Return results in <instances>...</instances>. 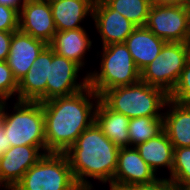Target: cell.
<instances>
[{
	"label": "cell",
	"instance_id": "5",
	"mask_svg": "<svg viewBox=\"0 0 190 190\" xmlns=\"http://www.w3.org/2000/svg\"><path fill=\"white\" fill-rule=\"evenodd\" d=\"M101 48L102 54L100 55L101 52H97L96 55L100 57L98 71L86 72L88 86L99 96L106 90L132 85L141 80V72L133 61L125 43H113Z\"/></svg>",
	"mask_w": 190,
	"mask_h": 190
},
{
	"label": "cell",
	"instance_id": "26",
	"mask_svg": "<svg viewBox=\"0 0 190 190\" xmlns=\"http://www.w3.org/2000/svg\"><path fill=\"white\" fill-rule=\"evenodd\" d=\"M18 93V82L6 61H0V102L9 101Z\"/></svg>",
	"mask_w": 190,
	"mask_h": 190
},
{
	"label": "cell",
	"instance_id": "30",
	"mask_svg": "<svg viewBox=\"0 0 190 190\" xmlns=\"http://www.w3.org/2000/svg\"><path fill=\"white\" fill-rule=\"evenodd\" d=\"M10 147L11 144L7 143L6 134L4 133V128L0 121V156L3 155Z\"/></svg>",
	"mask_w": 190,
	"mask_h": 190
},
{
	"label": "cell",
	"instance_id": "13",
	"mask_svg": "<svg viewBox=\"0 0 190 190\" xmlns=\"http://www.w3.org/2000/svg\"><path fill=\"white\" fill-rule=\"evenodd\" d=\"M159 178L140 156L135 147H120L117 168L112 183L124 186H139Z\"/></svg>",
	"mask_w": 190,
	"mask_h": 190
},
{
	"label": "cell",
	"instance_id": "8",
	"mask_svg": "<svg viewBox=\"0 0 190 190\" xmlns=\"http://www.w3.org/2000/svg\"><path fill=\"white\" fill-rule=\"evenodd\" d=\"M145 27L166 42L190 43V9L185 5H151Z\"/></svg>",
	"mask_w": 190,
	"mask_h": 190
},
{
	"label": "cell",
	"instance_id": "33",
	"mask_svg": "<svg viewBox=\"0 0 190 190\" xmlns=\"http://www.w3.org/2000/svg\"><path fill=\"white\" fill-rule=\"evenodd\" d=\"M110 190H139V186H124L115 183L109 184Z\"/></svg>",
	"mask_w": 190,
	"mask_h": 190
},
{
	"label": "cell",
	"instance_id": "31",
	"mask_svg": "<svg viewBox=\"0 0 190 190\" xmlns=\"http://www.w3.org/2000/svg\"><path fill=\"white\" fill-rule=\"evenodd\" d=\"M25 0H0V4L10 7L12 9L21 11L22 6L24 5Z\"/></svg>",
	"mask_w": 190,
	"mask_h": 190
},
{
	"label": "cell",
	"instance_id": "29",
	"mask_svg": "<svg viewBox=\"0 0 190 190\" xmlns=\"http://www.w3.org/2000/svg\"><path fill=\"white\" fill-rule=\"evenodd\" d=\"M13 32L15 31H0V61L7 60Z\"/></svg>",
	"mask_w": 190,
	"mask_h": 190
},
{
	"label": "cell",
	"instance_id": "25",
	"mask_svg": "<svg viewBox=\"0 0 190 190\" xmlns=\"http://www.w3.org/2000/svg\"><path fill=\"white\" fill-rule=\"evenodd\" d=\"M168 97L176 103L190 105V58Z\"/></svg>",
	"mask_w": 190,
	"mask_h": 190
},
{
	"label": "cell",
	"instance_id": "21",
	"mask_svg": "<svg viewBox=\"0 0 190 190\" xmlns=\"http://www.w3.org/2000/svg\"><path fill=\"white\" fill-rule=\"evenodd\" d=\"M135 148L156 175L161 167L167 168L170 175L173 168L174 147L164 130L148 141L139 143Z\"/></svg>",
	"mask_w": 190,
	"mask_h": 190
},
{
	"label": "cell",
	"instance_id": "36",
	"mask_svg": "<svg viewBox=\"0 0 190 190\" xmlns=\"http://www.w3.org/2000/svg\"><path fill=\"white\" fill-rule=\"evenodd\" d=\"M187 5H188V7H189V9H190V0L188 1V4H187Z\"/></svg>",
	"mask_w": 190,
	"mask_h": 190
},
{
	"label": "cell",
	"instance_id": "17",
	"mask_svg": "<svg viewBox=\"0 0 190 190\" xmlns=\"http://www.w3.org/2000/svg\"><path fill=\"white\" fill-rule=\"evenodd\" d=\"M164 111L163 130L173 147L190 146V105L179 104L168 99Z\"/></svg>",
	"mask_w": 190,
	"mask_h": 190
},
{
	"label": "cell",
	"instance_id": "7",
	"mask_svg": "<svg viewBox=\"0 0 190 190\" xmlns=\"http://www.w3.org/2000/svg\"><path fill=\"white\" fill-rule=\"evenodd\" d=\"M190 58V43L166 42L159 55L141 71V81L170 94Z\"/></svg>",
	"mask_w": 190,
	"mask_h": 190
},
{
	"label": "cell",
	"instance_id": "1",
	"mask_svg": "<svg viewBox=\"0 0 190 190\" xmlns=\"http://www.w3.org/2000/svg\"><path fill=\"white\" fill-rule=\"evenodd\" d=\"M100 96L90 87L66 96L41 102L46 152L64 153L79 135L95 121Z\"/></svg>",
	"mask_w": 190,
	"mask_h": 190
},
{
	"label": "cell",
	"instance_id": "16",
	"mask_svg": "<svg viewBox=\"0 0 190 190\" xmlns=\"http://www.w3.org/2000/svg\"><path fill=\"white\" fill-rule=\"evenodd\" d=\"M86 31L85 28L57 31L48 45L57 55L75 62L83 69L86 64L85 55L91 51L93 43Z\"/></svg>",
	"mask_w": 190,
	"mask_h": 190
},
{
	"label": "cell",
	"instance_id": "2",
	"mask_svg": "<svg viewBox=\"0 0 190 190\" xmlns=\"http://www.w3.org/2000/svg\"><path fill=\"white\" fill-rule=\"evenodd\" d=\"M120 147L110 141L94 121L75 143L64 152L78 185H93L88 178L102 184L113 181Z\"/></svg>",
	"mask_w": 190,
	"mask_h": 190
},
{
	"label": "cell",
	"instance_id": "24",
	"mask_svg": "<svg viewBox=\"0 0 190 190\" xmlns=\"http://www.w3.org/2000/svg\"><path fill=\"white\" fill-rule=\"evenodd\" d=\"M170 178L175 184L190 183V146L174 148Z\"/></svg>",
	"mask_w": 190,
	"mask_h": 190
},
{
	"label": "cell",
	"instance_id": "22",
	"mask_svg": "<svg viewBox=\"0 0 190 190\" xmlns=\"http://www.w3.org/2000/svg\"><path fill=\"white\" fill-rule=\"evenodd\" d=\"M163 131V117L131 118L128 125L130 147L159 135Z\"/></svg>",
	"mask_w": 190,
	"mask_h": 190
},
{
	"label": "cell",
	"instance_id": "28",
	"mask_svg": "<svg viewBox=\"0 0 190 190\" xmlns=\"http://www.w3.org/2000/svg\"><path fill=\"white\" fill-rule=\"evenodd\" d=\"M139 190H179V188L170 178L160 177L151 183L139 185Z\"/></svg>",
	"mask_w": 190,
	"mask_h": 190
},
{
	"label": "cell",
	"instance_id": "10",
	"mask_svg": "<svg viewBox=\"0 0 190 190\" xmlns=\"http://www.w3.org/2000/svg\"><path fill=\"white\" fill-rule=\"evenodd\" d=\"M46 146H13L0 156V187L12 190L24 173L46 154Z\"/></svg>",
	"mask_w": 190,
	"mask_h": 190
},
{
	"label": "cell",
	"instance_id": "27",
	"mask_svg": "<svg viewBox=\"0 0 190 190\" xmlns=\"http://www.w3.org/2000/svg\"><path fill=\"white\" fill-rule=\"evenodd\" d=\"M19 30V11L0 4V31Z\"/></svg>",
	"mask_w": 190,
	"mask_h": 190
},
{
	"label": "cell",
	"instance_id": "14",
	"mask_svg": "<svg viewBox=\"0 0 190 190\" xmlns=\"http://www.w3.org/2000/svg\"><path fill=\"white\" fill-rule=\"evenodd\" d=\"M46 46L47 44L44 41L25 34L20 30L13 32L6 62L18 83L26 75L40 52Z\"/></svg>",
	"mask_w": 190,
	"mask_h": 190
},
{
	"label": "cell",
	"instance_id": "15",
	"mask_svg": "<svg viewBox=\"0 0 190 190\" xmlns=\"http://www.w3.org/2000/svg\"><path fill=\"white\" fill-rule=\"evenodd\" d=\"M52 60V48L47 45L38 55L32 67L18 83L17 101H46L48 61Z\"/></svg>",
	"mask_w": 190,
	"mask_h": 190
},
{
	"label": "cell",
	"instance_id": "35",
	"mask_svg": "<svg viewBox=\"0 0 190 190\" xmlns=\"http://www.w3.org/2000/svg\"><path fill=\"white\" fill-rule=\"evenodd\" d=\"M176 185L178 186L179 190H190V183Z\"/></svg>",
	"mask_w": 190,
	"mask_h": 190
},
{
	"label": "cell",
	"instance_id": "34",
	"mask_svg": "<svg viewBox=\"0 0 190 190\" xmlns=\"http://www.w3.org/2000/svg\"><path fill=\"white\" fill-rule=\"evenodd\" d=\"M93 185H77L73 190H93Z\"/></svg>",
	"mask_w": 190,
	"mask_h": 190
},
{
	"label": "cell",
	"instance_id": "6",
	"mask_svg": "<svg viewBox=\"0 0 190 190\" xmlns=\"http://www.w3.org/2000/svg\"><path fill=\"white\" fill-rule=\"evenodd\" d=\"M77 185L66 154L49 152L24 173L12 190H73Z\"/></svg>",
	"mask_w": 190,
	"mask_h": 190
},
{
	"label": "cell",
	"instance_id": "19",
	"mask_svg": "<svg viewBox=\"0 0 190 190\" xmlns=\"http://www.w3.org/2000/svg\"><path fill=\"white\" fill-rule=\"evenodd\" d=\"M165 43L146 27H136L125 41L140 72L159 55Z\"/></svg>",
	"mask_w": 190,
	"mask_h": 190
},
{
	"label": "cell",
	"instance_id": "11",
	"mask_svg": "<svg viewBox=\"0 0 190 190\" xmlns=\"http://www.w3.org/2000/svg\"><path fill=\"white\" fill-rule=\"evenodd\" d=\"M19 30L48 45L57 32L49 0H25L19 12Z\"/></svg>",
	"mask_w": 190,
	"mask_h": 190
},
{
	"label": "cell",
	"instance_id": "23",
	"mask_svg": "<svg viewBox=\"0 0 190 190\" xmlns=\"http://www.w3.org/2000/svg\"><path fill=\"white\" fill-rule=\"evenodd\" d=\"M113 10L132 22L136 27H145L151 7L150 0H104Z\"/></svg>",
	"mask_w": 190,
	"mask_h": 190
},
{
	"label": "cell",
	"instance_id": "12",
	"mask_svg": "<svg viewBox=\"0 0 190 190\" xmlns=\"http://www.w3.org/2000/svg\"><path fill=\"white\" fill-rule=\"evenodd\" d=\"M92 20L99 33L102 46L113 43H125L136 26L113 10L104 0H95Z\"/></svg>",
	"mask_w": 190,
	"mask_h": 190
},
{
	"label": "cell",
	"instance_id": "32",
	"mask_svg": "<svg viewBox=\"0 0 190 190\" xmlns=\"http://www.w3.org/2000/svg\"><path fill=\"white\" fill-rule=\"evenodd\" d=\"M189 0H150L151 5H185Z\"/></svg>",
	"mask_w": 190,
	"mask_h": 190
},
{
	"label": "cell",
	"instance_id": "4",
	"mask_svg": "<svg viewBox=\"0 0 190 190\" xmlns=\"http://www.w3.org/2000/svg\"><path fill=\"white\" fill-rule=\"evenodd\" d=\"M7 101L0 102V121L7 143L13 146H46L45 120L41 102L17 101L11 114Z\"/></svg>",
	"mask_w": 190,
	"mask_h": 190
},
{
	"label": "cell",
	"instance_id": "9",
	"mask_svg": "<svg viewBox=\"0 0 190 190\" xmlns=\"http://www.w3.org/2000/svg\"><path fill=\"white\" fill-rule=\"evenodd\" d=\"M82 68L75 62L57 55L52 49V60L48 61L46 101L76 94L88 87V75L78 80ZM80 81V82H78Z\"/></svg>",
	"mask_w": 190,
	"mask_h": 190
},
{
	"label": "cell",
	"instance_id": "20",
	"mask_svg": "<svg viewBox=\"0 0 190 190\" xmlns=\"http://www.w3.org/2000/svg\"><path fill=\"white\" fill-rule=\"evenodd\" d=\"M95 122L104 135L118 147H130L128 125L130 118L109 109L99 100L95 110Z\"/></svg>",
	"mask_w": 190,
	"mask_h": 190
},
{
	"label": "cell",
	"instance_id": "18",
	"mask_svg": "<svg viewBox=\"0 0 190 190\" xmlns=\"http://www.w3.org/2000/svg\"><path fill=\"white\" fill-rule=\"evenodd\" d=\"M95 0H49L57 31L84 28L80 24L92 17Z\"/></svg>",
	"mask_w": 190,
	"mask_h": 190
},
{
	"label": "cell",
	"instance_id": "3",
	"mask_svg": "<svg viewBox=\"0 0 190 190\" xmlns=\"http://www.w3.org/2000/svg\"><path fill=\"white\" fill-rule=\"evenodd\" d=\"M169 99L162 89L141 80L132 85L119 86L104 91L100 100L111 110L128 118L163 117Z\"/></svg>",
	"mask_w": 190,
	"mask_h": 190
}]
</instances>
